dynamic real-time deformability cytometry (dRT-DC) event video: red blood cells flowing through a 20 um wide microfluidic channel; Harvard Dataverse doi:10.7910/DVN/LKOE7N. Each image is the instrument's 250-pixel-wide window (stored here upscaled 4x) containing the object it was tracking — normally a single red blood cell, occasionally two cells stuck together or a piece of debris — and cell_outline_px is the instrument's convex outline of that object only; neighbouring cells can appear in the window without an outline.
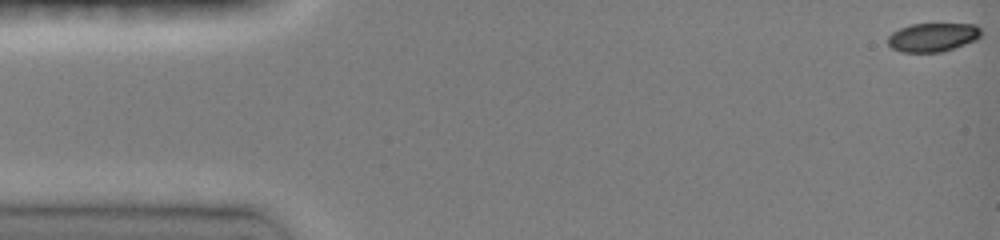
{"species": "common noctule bat (a hibernating species)", "species_latin": "Nyctalus noctula", "temperature_condition": "room temperature", "stored_images_in_passage": 8, "camera_frame_rate_fps": 3000, "um_per_image_px": 0.085, "animal": {"sex": "female", "body_mass_g": 19.0, "forearm_length_mm": 51.5}, "frame": {"image": 1, "passage_image": 1, "time_ms": 0.0, "image_size_px": [1000, 240], "cell_outline_px": [[980, 36], [976, 40], [940, 52], [900, 52], [892, 48], [888, 44], [888, 36], [892, 32], [900, 28], [912, 24], [976, 24], [980, 28]], "centroid_in_image_um": [79.26, 3.16], "position_along_channel_um": 5.7, "area_um2": 15.49}}